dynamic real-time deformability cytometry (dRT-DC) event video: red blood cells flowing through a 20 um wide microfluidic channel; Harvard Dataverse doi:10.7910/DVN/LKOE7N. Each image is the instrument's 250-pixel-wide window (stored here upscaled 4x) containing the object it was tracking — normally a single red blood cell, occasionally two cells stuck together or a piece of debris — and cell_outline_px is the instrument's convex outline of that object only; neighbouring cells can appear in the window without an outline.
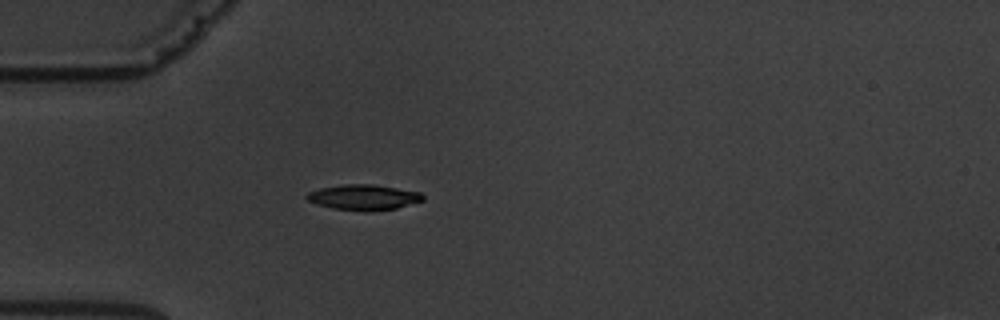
{"species": "common noctule bat (a hibernating species)", "species_latin": "Nyctalus noctula", "temperature_condition": "warm", "stored_images_in_passage": 1, "camera_frame_rate_fps": 3000, "um_per_image_px": 0.085, "animal": {"sex": "male", "body_mass_g": 19.5, "forearm_length_mm": 54.6}, "frame": {"image": 1, "passage_image": 1, "time_ms": 0.0, "image_size_px": [1000, 320], "cell_outline_px": [[424, 200], [396, 208], [372, 212], [364, 212], [332, 208], [316, 204], [308, 200], [304, 196], [308, 192], [320, 188], [344, 184], [372, 184], [420, 192], [424, 196]], "centroid_in_image_um": [30.88, 16.78], "position_along_channel_um": 54.1, "area_um2": 17.34}}